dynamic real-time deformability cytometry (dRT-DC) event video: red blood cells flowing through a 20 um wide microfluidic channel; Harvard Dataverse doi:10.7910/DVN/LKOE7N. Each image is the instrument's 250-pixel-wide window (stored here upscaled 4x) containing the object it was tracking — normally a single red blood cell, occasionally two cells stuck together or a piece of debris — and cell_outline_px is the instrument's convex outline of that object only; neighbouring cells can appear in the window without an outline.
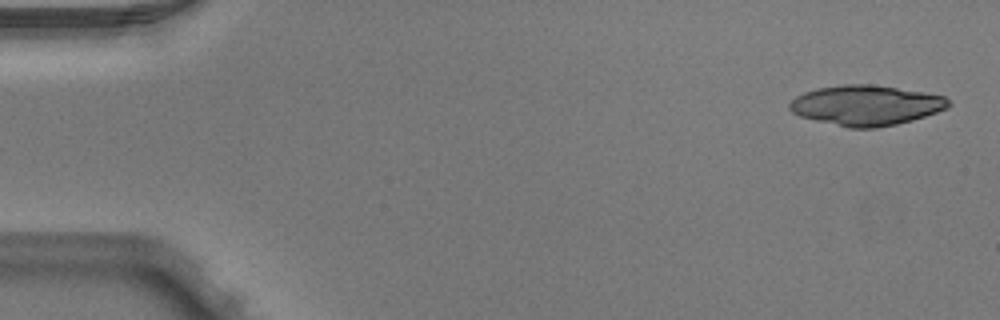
{"species": "Egyptian fruit bat (a non-hibernating species)", "species_latin": "Rousettus aegyptiacus", "temperature_condition": "warm", "stored_images_in_passage": 4, "camera_frame_rate_fps": 3000, "um_per_image_px": 0.085, "animal": {"sex": "male"}, "frame": {"image": 1, "passage_image": 1, "time_ms": 0.0, "image_size_px": [1000, 320], "cell_outline_px": [[952, 104], [948, 108], [912, 120], [896, 124], [876, 128], [848, 128], [800, 116], [792, 112], [788, 108], [788, 104], [796, 96], [804, 92], [816, 88], [844, 84], [872, 84], [924, 92], [944, 96]], "centroid_in_image_um": [73.6, 8.95], "position_along_channel_um": 11.4, "area_um2": 37.17}}